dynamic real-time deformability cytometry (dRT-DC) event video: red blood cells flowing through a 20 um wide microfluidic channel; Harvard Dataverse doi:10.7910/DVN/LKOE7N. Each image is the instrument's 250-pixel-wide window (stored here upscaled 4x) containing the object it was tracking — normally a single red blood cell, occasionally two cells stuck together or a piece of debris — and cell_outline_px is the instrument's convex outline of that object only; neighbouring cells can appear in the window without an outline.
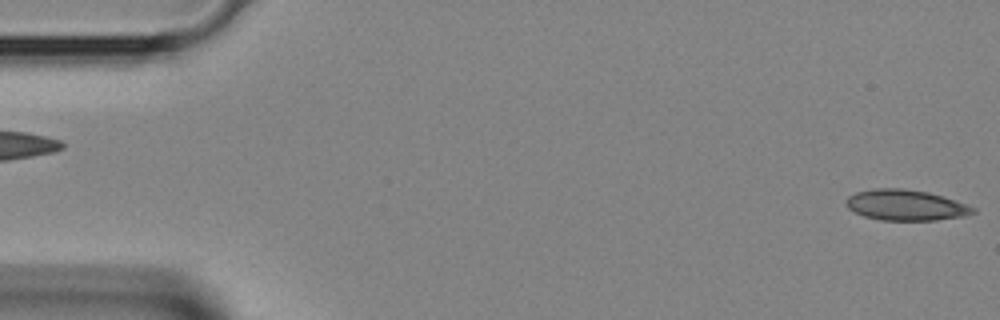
{"species": "Egyptian fruit bat (a non-hibernating species)", "species_latin": "Rousettus aegyptiacus", "temperature_condition": "room temperature", "stored_images_in_passage": 3, "camera_frame_rate_fps": 3000, "um_per_image_px": 0.085, "animal": {"sex": "female"}, "frame": {"image": 1, "passage_image": 1, "time_ms": 0.0, "image_size_px": [1000, 320], "cell_outline_px": [[976, 212], [964, 216], [936, 220], [880, 220], [864, 216], [852, 212], [844, 204], [848, 196], [856, 192], [876, 188], [904, 188], [928, 192], [976, 208]], "centroid_in_image_um": [76.92, 17.44], "position_along_channel_um": 8.1, "area_um2": 22.66}}